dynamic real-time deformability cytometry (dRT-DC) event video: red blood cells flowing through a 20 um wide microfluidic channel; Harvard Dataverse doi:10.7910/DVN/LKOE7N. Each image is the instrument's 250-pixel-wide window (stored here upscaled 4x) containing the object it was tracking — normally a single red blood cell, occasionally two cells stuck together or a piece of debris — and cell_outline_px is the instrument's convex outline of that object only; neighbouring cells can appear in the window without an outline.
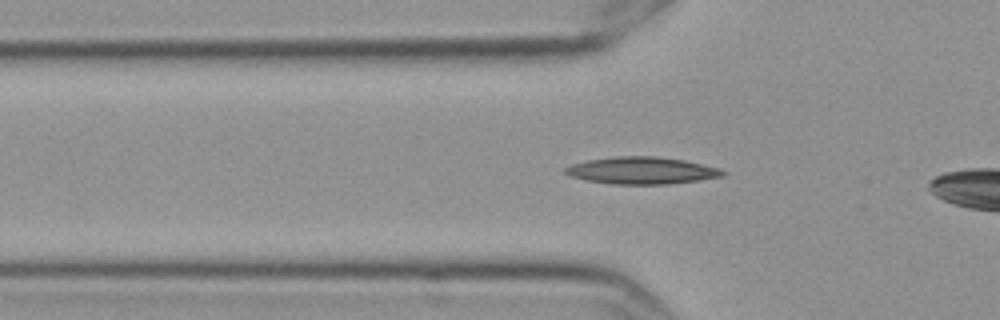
{"species": "Egyptian fruit bat (a non-hibernating species)", "species_latin": "Rousettus aegyptiacus", "temperature_condition": "cold", "stored_images_in_passage": 35, "camera_frame_rate_fps": 3000, "um_per_image_px": 0.085, "frame": {"image": 1, "passage_image": 4, "time_ms": 1.0, "image_size_px": [1000, 320], "cell_outline_px": [[724, 176], [668, 184], [612, 184], [584, 180], [568, 176], [564, 172], [564, 168], [572, 164], [588, 160], [616, 156], [656, 156], [684, 160], [720, 168], [724, 172]], "centroid_in_image_um": [54.5, 14.49], "position_along_channel_um": 71.3, "area_um2": 24.8}}
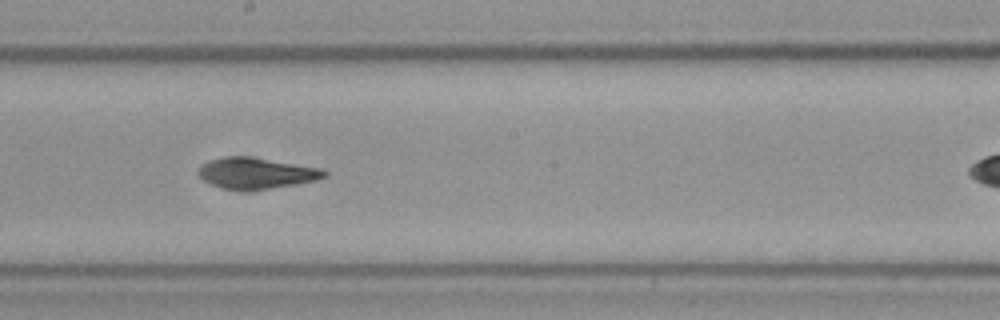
{"frame": {"image": 2, "passage_image": 17, "time_ms": 5.333, "image_size_px": [1000, 320], "cell_outline_px": [[328, 176], [316, 180], [296, 184], [268, 188], [220, 188], [204, 180], [196, 172], [208, 160], [228, 156], [248, 156], [324, 168], [328, 172]], "centroid_in_image_um": [21.84, 14.68], "position_along_channel_um": 226.4, "area_um2": 22.37}}
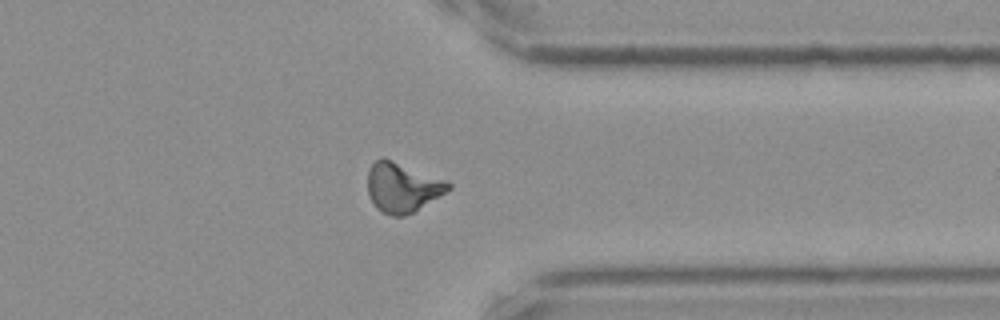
{"frame": {"image": 3, "passage_image": 30, "time_ms": 9.667, "image_size_px": [1000, 320], "cell_outline_px": [[452, 188], [412, 212], [404, 216], [392, 216], [384, 212], [372, 200], [368, 192], [368, 168], [380, 156], [384, 156], [448, 180], [452, 184]], "centroid_in_image_um": [34.22, 15.86], "position_along_channel_um": 377.2, "area_um2": 23.29}, "authors_computed_cell_mechanics": {"area_um2": 22.1952, "velocity_mm_per_s": 3.5624, "shape_relaxation_time_tau1_ms": 5.8777, "shape_relaxation_time_tau2_ms": 3.7114, "deformation_change_tau1": 0.1416, "deformation_change_tau2": 0.1071}}